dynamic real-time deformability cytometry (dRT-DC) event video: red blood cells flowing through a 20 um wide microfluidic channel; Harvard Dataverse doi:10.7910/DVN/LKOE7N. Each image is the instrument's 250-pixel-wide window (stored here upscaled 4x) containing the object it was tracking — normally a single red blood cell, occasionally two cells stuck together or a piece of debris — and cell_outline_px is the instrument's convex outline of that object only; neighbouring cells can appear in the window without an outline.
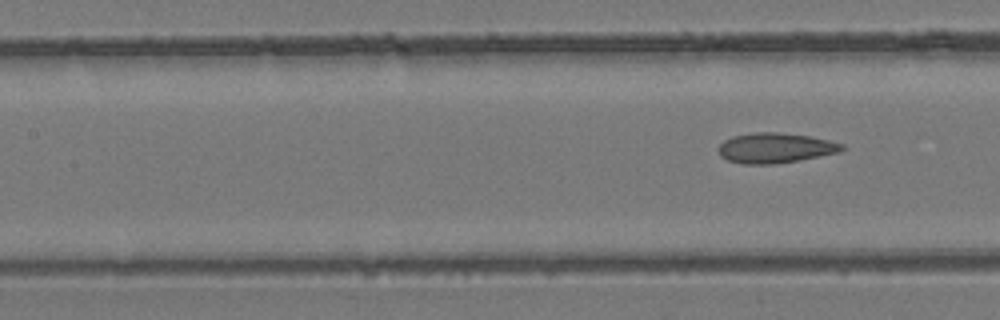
{"species": "common noctule bat (a hibernating species)", "species_latin": "Nyctalus noctula", "temperature_condition": "room temperature", "stored_images_in_passage": 5, "segment_of_instrument_passage": [2, 2], "camera_frame_rate_fps": 3000, "um_per_image_px": 0.085, "animal": {"sex": "female", "body_mass_g": 24.6, "forearm_length_mm": 56.2}, "frame": {"image": 1, "passage_image": 5, "time_ms": 1.333, "image_size_px": [1000, 320], "cell_outline_px": [[844, 148], [836, 152], [820, 156], [800, 160], [776, 164], [744, 164], [728, 160], [720, 156], [716, 148], [724, 140], [732, 136], [756, 132], [776, 132], [808, 136], [828, 140], [844, 144]], "centroid_in_image_um": [65.84, 12.58], "position_along_channel_um": 141.6, "area_um2": 21.62}}